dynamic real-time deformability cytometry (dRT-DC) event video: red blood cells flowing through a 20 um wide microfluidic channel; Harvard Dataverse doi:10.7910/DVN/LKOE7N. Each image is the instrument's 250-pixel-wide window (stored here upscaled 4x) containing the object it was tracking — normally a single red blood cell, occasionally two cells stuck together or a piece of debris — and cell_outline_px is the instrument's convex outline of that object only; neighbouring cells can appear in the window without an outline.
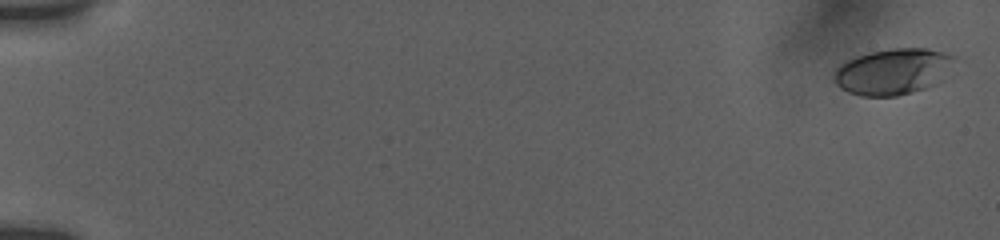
{"species": "human", "species_latin": "Homo sapiens", "temperature_condition": "room temperature", "stored_images_in_passage": 65, "camera_frame_rate_fps": 3000, "um_per_image_px": 0.085, "donor": {"sex": "female"}, "frame": {"image": 1, "passage_image": 1, "time_ms": 0.0, "image_size_px": [1000, 240], "cell_outline_px": [[956, 56], [940, 80], [936, 84], [912, 92], [896, 96], [860, 96], [848, 92], [840, 88], [832, 80], [832, 76], [836, 68], [840, 64], [856, 56], [868, 52], [892, 48], [924, 48], [944, 52]], "centroid_in_image_um": [75.83, 6.08], "position_along_channel_um": 9.2, "area_um2": 32.25}}
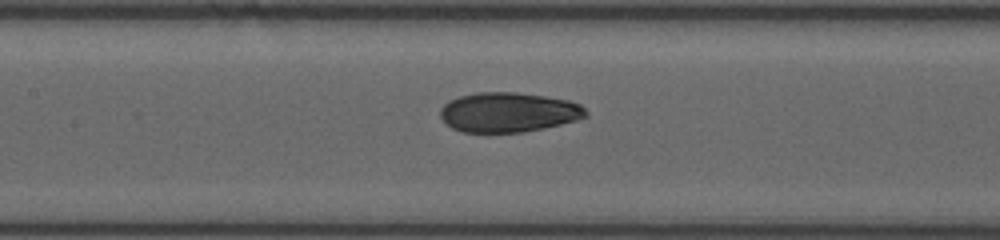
{"frame": {"image": 2, "passage_image": 35, "time_ms": 9.0, "image_size_px": [1000, 240], "cell_outline_px": [[588, 116], [576, 120], [560, 124], [520, 132], [464, 132], [452, 128], [440, 116], [440, 108], [448, 100], [460, 96], [476, 92], [516, 92], [544, 96], [568, 100], [580, 104], [588, 112]], "centroid_in_image_um": [43.2, 9.53], "position_along_channel_um": 164.2, "area_um2": 33.52}}
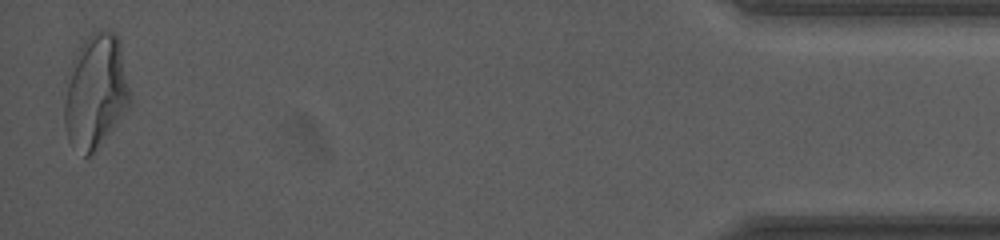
{"frame": {"image": 3, "passage_image": 64, "time_ms": 18.0, "image_size_px": [1000, 240], "cell_outline_px": [[128, 112], [92, 152], [88, 156], [84, 156], [68, 140], [64, 124], [64, 80], [76, 52], [80, 44], [96, 28], [108, 28], [116, 32], [120, 40], [128, 88]], "centroid_in_image_um": [8.09, 7.71], "position_along_channel_um": 427.1, "area_um2": 44.04}, "authors_computed_cell_mechanics": {"area_um2": 33.6974, "velocity_mm_per_s": 3.7758, "shape_relaxation_time_tau1_ms": 4.8313, "shape_relaxation_time_tau2_ms": 1.2241, "deformation_change_tau1": 0.1678, "deformation_change_tau2": 0.0617}}